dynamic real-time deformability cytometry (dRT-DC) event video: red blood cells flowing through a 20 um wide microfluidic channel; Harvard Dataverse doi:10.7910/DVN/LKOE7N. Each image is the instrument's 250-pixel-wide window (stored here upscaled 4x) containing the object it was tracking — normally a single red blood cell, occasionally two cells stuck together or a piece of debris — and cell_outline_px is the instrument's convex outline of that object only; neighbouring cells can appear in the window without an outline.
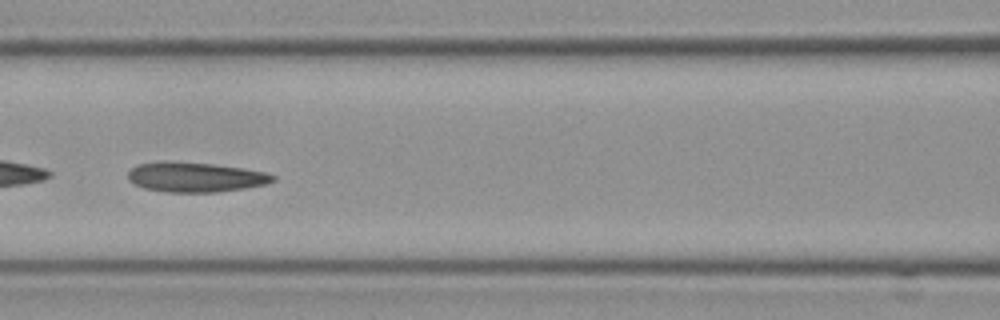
{"species": "Egyptian fruit bat (a non-hibernating species)", "species_latin": "Rousettus aegyptiacus", "temperature_condition": "cold", "stored_images_in_passage": 10, "camera_frame_rate_fps": 3000, "um_per_image_px": 0.085, "frame": {"image": 1, "passage_image": 7, "time_ms": 2.0, "image_size_px": [1000, 320], "cell_outline_px": [[276, 180], [268, 184], [244, 188], [216, 192], [164, 192], [144, 188], [132, 184], [128, 180], [128, 172], [132, 168], [140, 164], [212, 164], [244, 168], [264, 172], [276, 176]], "centroid_in_image_um": [16.68, 15.11], "position_along_channel_um": 149.9, "area_um2": 24.33}}
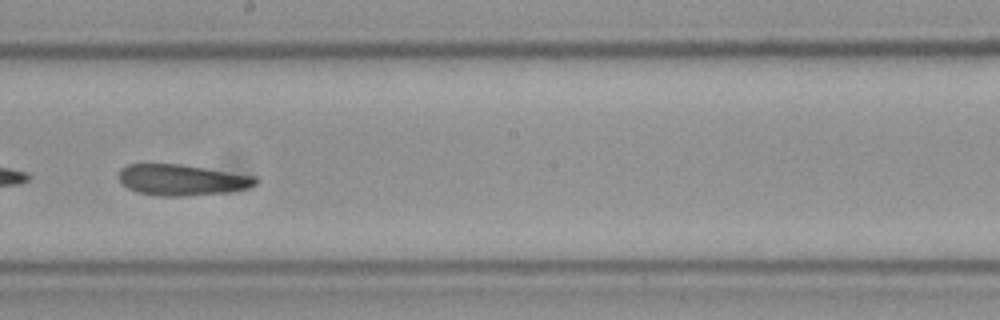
{"frame": {"image": 2, "passage_image": 9, "time_ms": 2.667, "image_size_px": [1000, 320], "cell_outline_px": [[260, 180], [256, 184], [248, 188], [228, 192], [184, 196], [156, 196], [136, 192], [128, 188], [120, 180], [120, 168], [128, 164], [180, 164], [256, 176]], "centroid_in_image_um": [15.48, 15.3], "position_along_channel_um": 232.7, "area_um2": 24.74}}
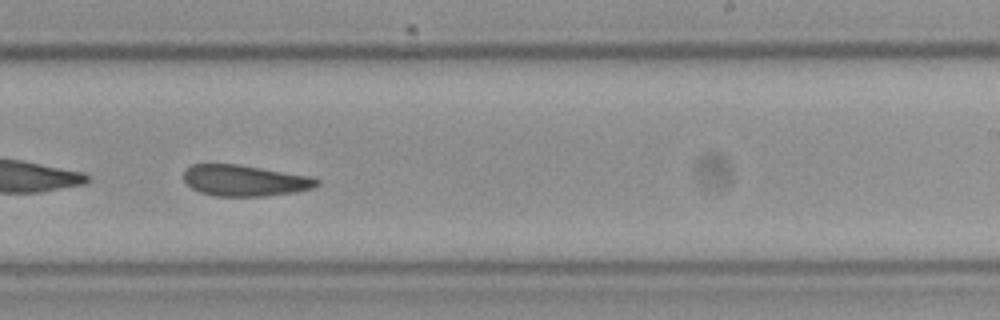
{"frame": {"image": 3, "passage_image": 10, "time_ms": 3.0, "image_size_px": [1000, 320], "cell_outline_px": [[320, 184], [312, 188], [296, 192], [264, 196], [212, 196], [200, 192], [192, 188], [184, 180], [184, 172], [192, 164], [236, 164], [308, 176], [320, 180]], "centroid_in_image_um": [20.79, 15.36], "position_along_channel_um": 268.2, "area_um2": 23.93}}